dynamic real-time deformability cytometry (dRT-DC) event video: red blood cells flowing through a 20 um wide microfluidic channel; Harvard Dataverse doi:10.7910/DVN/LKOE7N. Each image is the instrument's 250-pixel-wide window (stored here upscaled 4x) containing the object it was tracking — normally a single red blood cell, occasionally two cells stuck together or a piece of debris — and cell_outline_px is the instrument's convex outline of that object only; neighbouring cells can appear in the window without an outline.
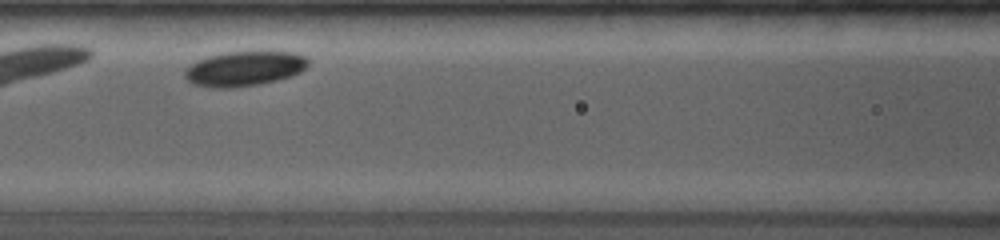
{"species": "common noctule bat (a hibernating species)", "species_latin": "Nyctalus noctula", "temperature_condition": "room temperature", "stored_images_in_passage": 8, "camera_frame_rate_fps": 4000, "um_per_image_px": 0.085, "animal": {"sex": "female", "body_mass_g": 19.0, "forearm_length_mm": 53.3}, "frame": {"image": 1, "passage_image": 4, "time_ms": 2.75, "image_size_px": [1000, 240], "cell_outline_px": [[308, 64], [300, 72], [292, 76], [260, 84], [232, 88], [212, 88], [192, 84], [184, 76], [184, 72], [196, 60], [208, 56], [224, 52], [296, 52], [304, 56], [308, 60]], "centroid_in_image_um": [20.75, 5.84], "position_along_channel_um": 145.8, "area_um2": 25.03}}